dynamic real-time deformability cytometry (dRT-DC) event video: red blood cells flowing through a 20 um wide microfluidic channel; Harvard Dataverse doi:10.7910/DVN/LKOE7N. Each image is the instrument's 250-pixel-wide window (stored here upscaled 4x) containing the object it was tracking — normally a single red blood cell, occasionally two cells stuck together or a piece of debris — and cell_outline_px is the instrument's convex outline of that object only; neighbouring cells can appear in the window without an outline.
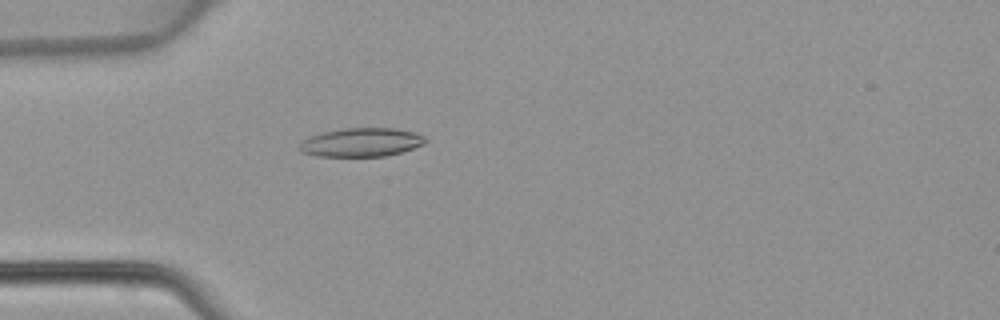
{"species": "common noctule bat (a hibernating species)", "species_latin": "Nyctalus noctula", "temperature_condition": "warm", "stored_images_in_passage": 47, "camera_frame_rate_fps": 3000, "um_per_image_px": 0.085, "animal": {"sex": "female", "body_mass_g": 22.7, "forearm_length_mm": 54.2}, "frame": {"image": 1, "passage_image": 14, "time_ms": 4.333, "image_size_px": [1000, 320], "cell_outline_px": [[428, 140], [424, 144], [400, 152], [384, 156], [316, 156], [300, 152], [300, 144], [308, 136], [324, 132], [344, 128], [392, 128], [416, 132], [424, 136]], "centroid_in_image_um": [30.72, 12.09], "position_along_channel_um": 54.3, "area_um2": 20.98}}
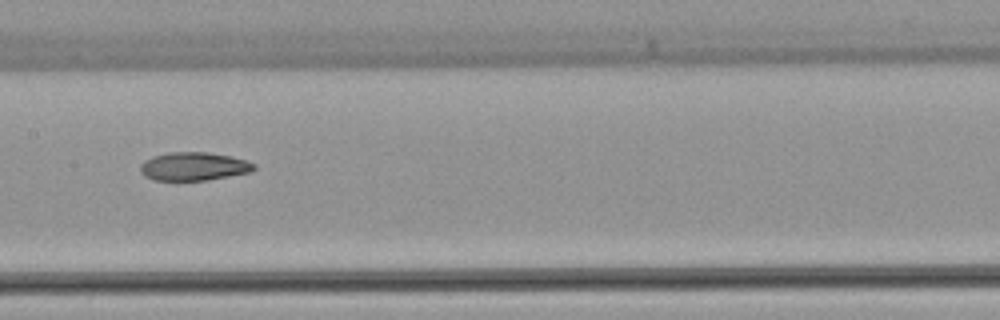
{"frame": {"image": 2, "passage_image": 24, "time_ms": 7.667, "image_size_px": [1000, 320], "cell_outline_px": [[256, 168], [252, 172], [208, 180], [152, 180], [144, 176], [140, 172], [140, 164], [144, 160], [152, 156], [172, 152], [204, 152], [228, 156], [244, 160], [256, 164]], "centroid_in_image_um": [16.44, 14.15], "position_along_channel_um": 191.0, "area_um2": 18.79}}
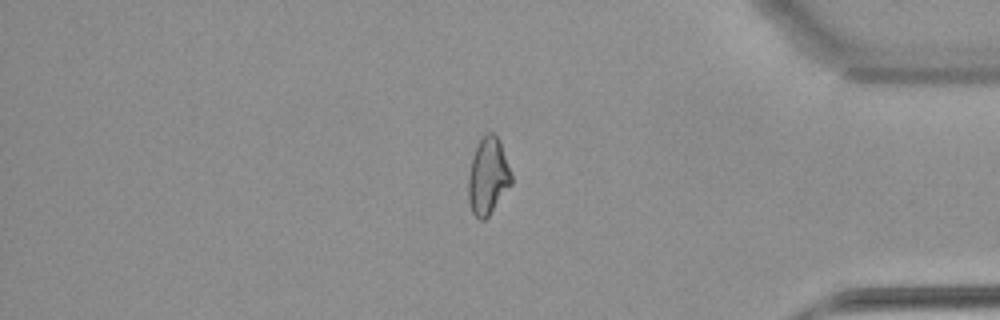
{"frame": {"image": 3, "passage_image": 40, "time_ms": 13.0, "image_size_px": [1000, 320], "cell_outline_px": [[512, 184], [488, 216], [484, 220], [480, 220], [472, 212], [468, 200], [468, 176], [472, 156], [484, 132], [492, 132], [500, 140], [512, 176]], "centroid_in_image_um": [41.47, 14.96], "position_along_channel_um": 393.7, "area_um2": 19.31}}